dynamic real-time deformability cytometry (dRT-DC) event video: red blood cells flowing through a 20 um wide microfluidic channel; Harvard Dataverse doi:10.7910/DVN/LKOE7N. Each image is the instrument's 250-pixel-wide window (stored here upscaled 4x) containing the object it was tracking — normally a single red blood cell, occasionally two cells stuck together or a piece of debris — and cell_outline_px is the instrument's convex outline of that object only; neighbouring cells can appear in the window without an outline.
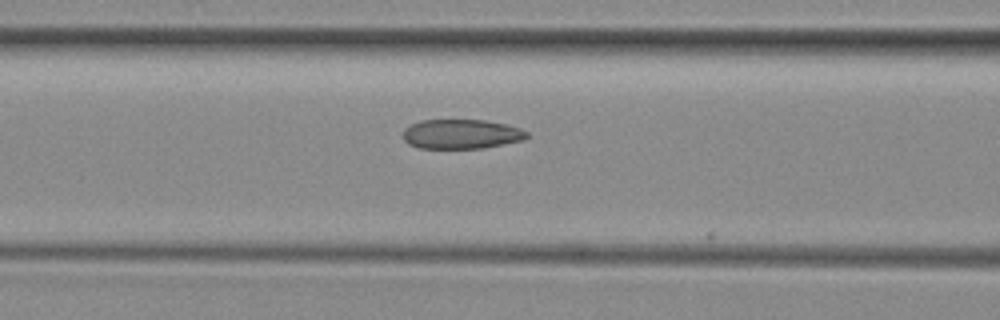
{"species": "common noctule bat (a hibernating species)", "species_latin": "Nyctalus noctula", "temperature_condition": "room temperature", "stored_images_in_passage": 21, "camera_frame_rate_fps": 3000, "um_per_image_px": 0.085, "animal": {"sex": "female", "body_mass_g": 29.2, "forearm_length_mm": 56.3}, "frame": {"image": 1, "passage_image": 20, "time_ms": 6.333, "image_size_px": [1000, 320], "cell_outline_px": [[528, 136], [524, 140], [484, 148], [420, 148], [408, 144], [404, 140], [404, 128], [420, 120], [484, 120], [504, 124], [520, 128], [528, 132]], "centroid_in_image_um": [39.22, 11.4], "position_along_channel_um": 127.4, "area_um2": 21.27}}